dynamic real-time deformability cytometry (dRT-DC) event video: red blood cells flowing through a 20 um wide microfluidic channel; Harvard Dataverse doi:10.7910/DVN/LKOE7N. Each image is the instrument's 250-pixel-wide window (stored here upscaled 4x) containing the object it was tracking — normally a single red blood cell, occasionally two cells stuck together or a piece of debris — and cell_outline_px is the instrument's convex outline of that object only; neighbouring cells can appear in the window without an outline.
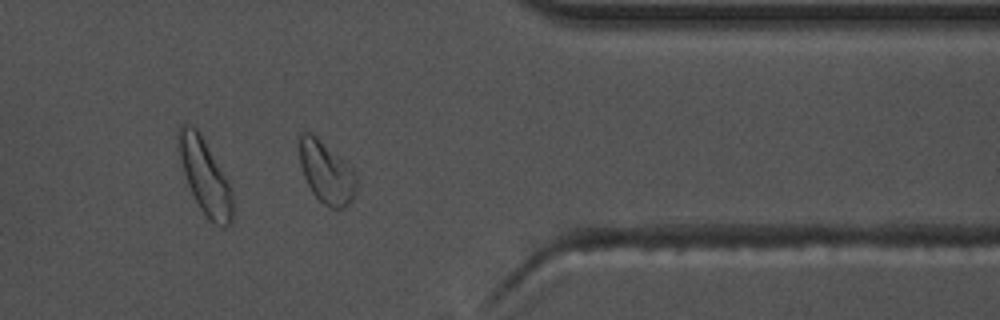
{"species": "common noctule bat (a hibernating species)", "species_latin": "Nyctalus noctula", "temperature_condition": "warm", "stored_images_in_passage": 42, "camera_frame_rate_fps": 3000, "um_per_image_px": 0.085, "animal": {"sex": "male", "body_mass_g": 17.5, "forearm_length_mm": 52.3}, "frame": {"image": 1, "passage_image": 30, "time_ms": 9.667, "image_size_px": [1000, 320], "cell_outline_px": [[356, 188], [352, 200], [344, 208], [332, 208], [324, 204], [312, 192], [304, 176], [300, 164], [300, 132], [308, 132], [316, 136], [344, 160], [356, 172]], "centroid_in_image_um": [27.75, 14.65], "position_along_channel_um": 383.6, "area_um2": 20.35}, "authors_computed_cell_mechanics": {"area_um2": 17.3111, "velocity_mm_per_s": 3.6373, "shape_relaxation_time_tau1_ms": 4.7209, "shape_relaxation_time_tau2_ms": 4.6815, "deformation_change_tau1": 0.1199, "deformation_change_tau2": 0.1056}}